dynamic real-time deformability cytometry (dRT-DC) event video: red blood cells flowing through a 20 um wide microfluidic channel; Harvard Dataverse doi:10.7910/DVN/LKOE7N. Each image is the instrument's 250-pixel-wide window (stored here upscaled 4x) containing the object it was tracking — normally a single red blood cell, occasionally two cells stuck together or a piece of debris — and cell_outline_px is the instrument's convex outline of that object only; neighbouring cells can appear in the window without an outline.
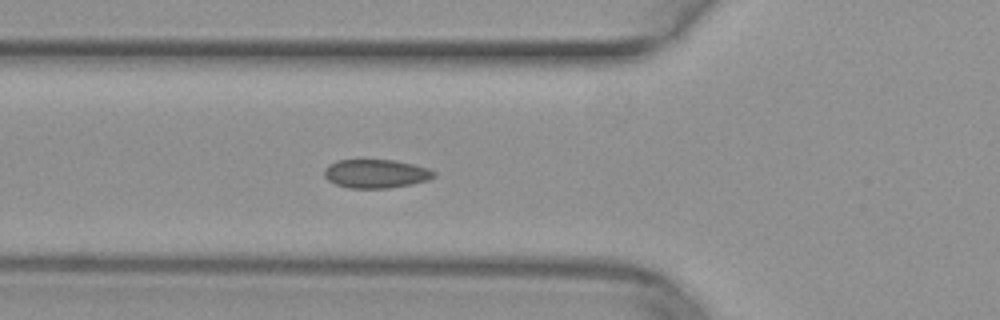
{"species": "common noctule bat (a hibernating species)", "species_latin": "Nyctalus noctula", "temperature_condition": "warm", "stored_images_in_passage": 25, "camera_frame_rate_fps": 3000, "um_per_image_px": 0.085, "animal": {"sex": "female", "body_mass_g": 29.2, "forearm_length_mm": 56.3}, "frame": {"image": 1, "passage_image": 7, "time_ms": 2.0, "image_size_px": [1000, 320], "cell_outline_px": [[436, 176], [428, 180], [412, 184], [388, 188], [348, 188], [336, 184], [328, 180], [324, 176], [324, 168], [328, 164], [336, 160], [396, 160], [428, 168], [436, 172]], "centroid_in_image_um": [31.94, 14.76], "position_along_channel_um": 93.9, "area_um2": 18.44}}
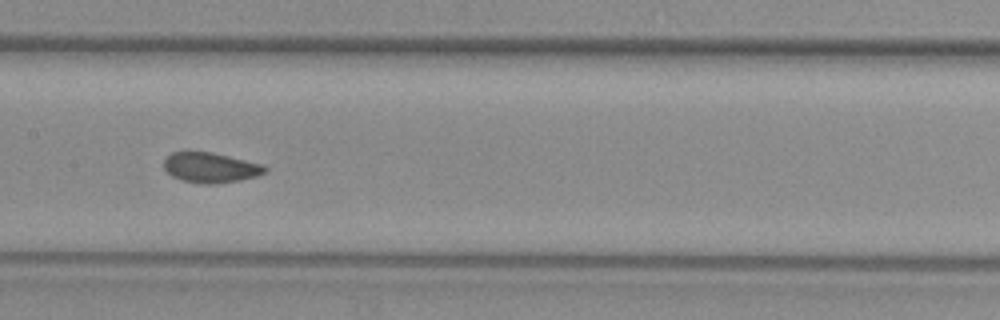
{"frame": {"image": 2, "passage_image": 14, "time_ms": 4.333, "image_size_px": [1000, 320], "cell_outline_px": [[268, 172], [256, 176], [240, 180], [216, 184], [204, 184], [184, 180], [172, 176], [164, 168], [164, 160], [172, 152], [212, 152], [264, 164], [268, 168]], "centroid_in_image_um": [17.95, 14.24], "position_along_channel_um": 189.4, "area_um2": 17.74}}
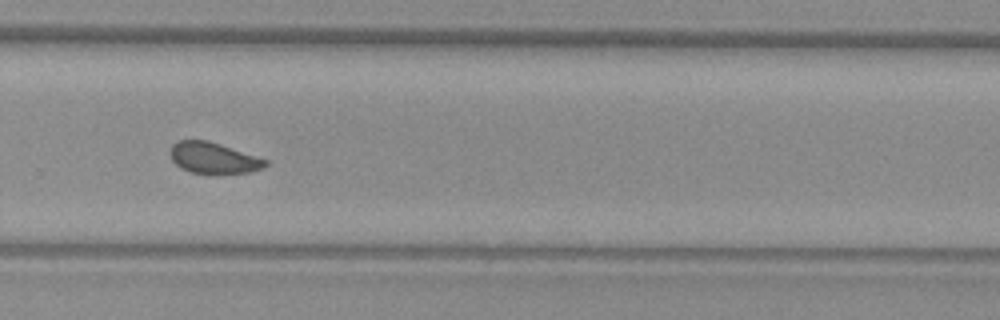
{"frame": {"image": 3, "passage_image": 23, "time_ms": 7.333, "image_size_px": [1000, 320], "cell_outline_px": [[268, 164], [264, 168], [248, 172], [192, 172], [180, 168], [172, 160], [168, 152], [172, 144], [180, 140], [208, 140], [268, 160]], "centroid_in_image_um": [18.11, 13.4], "position_along_channel_um": 311.7, "area_um2": 16.94}}